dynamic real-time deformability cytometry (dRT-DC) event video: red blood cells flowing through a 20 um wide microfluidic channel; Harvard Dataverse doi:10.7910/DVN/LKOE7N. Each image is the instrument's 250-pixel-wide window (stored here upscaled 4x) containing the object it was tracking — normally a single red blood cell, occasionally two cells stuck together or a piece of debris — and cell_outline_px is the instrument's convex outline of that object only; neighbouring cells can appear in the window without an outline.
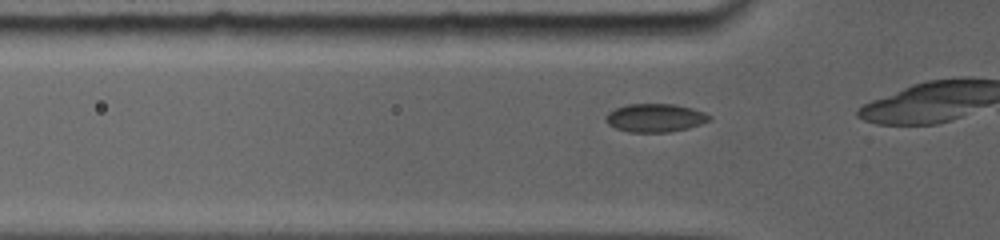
{"species": "common noctule bat (a hibernating species)", "species_latin": "Nyctalus noctula", "temperature_condition": "room temperature", "stored_images_in_passage": 22, "camera_frame_rate_fps": 5000, "um_per_image_px": 0.085, "animal": {"sex": "female", "body_mass_g": 19.0, "forearm_length_mm": 56.7}, "frame": {"image": 1, "passage_image": 4, "time_ms": 0.8, "image_size_px": [1000, 240], "cell_outline_px": [[712, 116], [708, 120], [700, 124], [684, 128], [664, 132], [632, 132], [616, 128], [608, 124], [604, 120], [604, 116], [608, 112], [616, 108], [628, 104], [676, 104], [692, 108], [704, 112]], "centroid_in_image_um": [55.64, 10.0], "position_along_channel_um": 70.2, "area_um2": 16.88}}
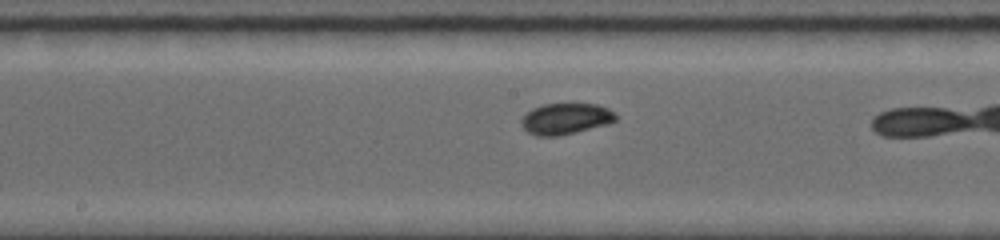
{"frame": {"image": 2, "passage_image": 13, "time_ms": 4.2, "image_size_px": [1000, 240], "cell_outline_px": [[616, 120], [604, 124], [556, 136], [540, 136], [528, 132], [524, 128], [520, 120], [532, 108], [544, 104], [596, 104], [608, 108], [616, 116]], "centroid_in_image_um": [48.04, 10.07], "position_along_channel_um": 200.2, "area_um2": 16.53}}